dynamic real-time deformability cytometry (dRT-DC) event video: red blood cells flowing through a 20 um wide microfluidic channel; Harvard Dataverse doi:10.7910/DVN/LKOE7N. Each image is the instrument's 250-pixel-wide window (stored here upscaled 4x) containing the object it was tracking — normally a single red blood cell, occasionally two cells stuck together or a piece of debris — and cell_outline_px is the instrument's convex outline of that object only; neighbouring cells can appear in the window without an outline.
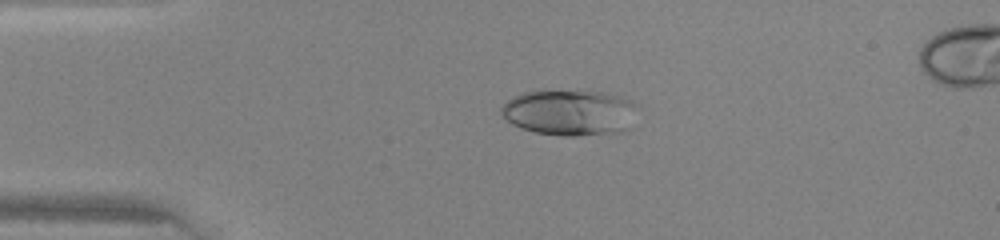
{"species": "human", "species_latin": "Homo sapiens", "temperature_condition": "warm", "stored_images_in_passage": 38, "camera_frame_rate_fps": 3000, "um_per_image_px": 0.085, "donor": {"sex": "female"}, "frame": {"image": 1, "passage_image": 2, "time_ms": 0.333, "image_size_px": [1000, 240], "cell_outline_px": [[640, 104], [628, 128], [624, 132], [576, 136], [560, 136], [536, 132], [520, 128], [512, 124], [500, 112], [500, 108], [508, 100], [524, 92], [540, 88], [604, 92], [620, 96], [632, 100]], "centroid_in_image_um": [48.45, 9.53], "position_along_channel_um": 36.6, "area_um2": 37.4}}
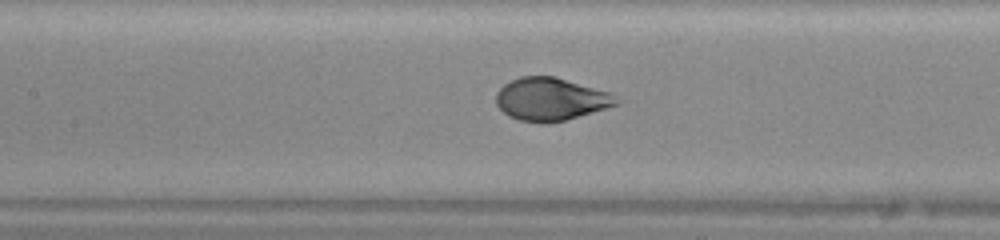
{"frame": {"image": 2, "passage_image": 13, "time_ms": 4.0, "image_size_px": [1000, 240], "cell_outline_px": [[624, 100], [620, 104], [564, 120], [520, 120], [508, 116], [496, 104], [496, 92], [504, 84], [520, 76], [556, 76], [608, 92]], "centroid_in_image_um": [46.84, 8.38], "position_along_channel_um": 160.6, "area_um2": 29.42}}
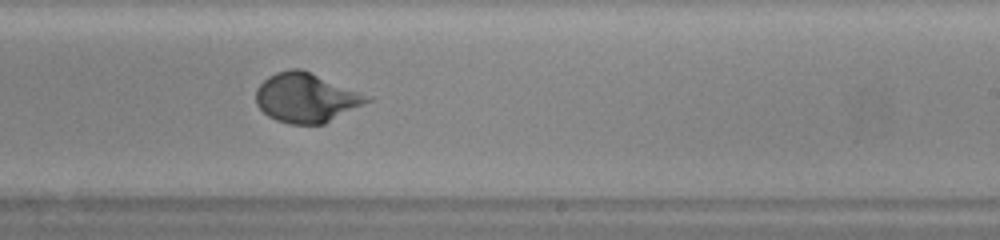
{"frame": {"image": 3, "passage_image": 20, "time_ms": 6.333, "image_size_px": [1000, 240], "cell_outline_px": [[372, 100], [324, 124], [288, 124], [276, 120], [268, 116], [256, 104], [256, 88], [268, 76], [276, 72], [292, 68], [300, 68], [372, 96]], "centroid_in_image_um": [26.02, 8.3], "position_along_channel_um": 263.0, "area_um2": 31.96}}